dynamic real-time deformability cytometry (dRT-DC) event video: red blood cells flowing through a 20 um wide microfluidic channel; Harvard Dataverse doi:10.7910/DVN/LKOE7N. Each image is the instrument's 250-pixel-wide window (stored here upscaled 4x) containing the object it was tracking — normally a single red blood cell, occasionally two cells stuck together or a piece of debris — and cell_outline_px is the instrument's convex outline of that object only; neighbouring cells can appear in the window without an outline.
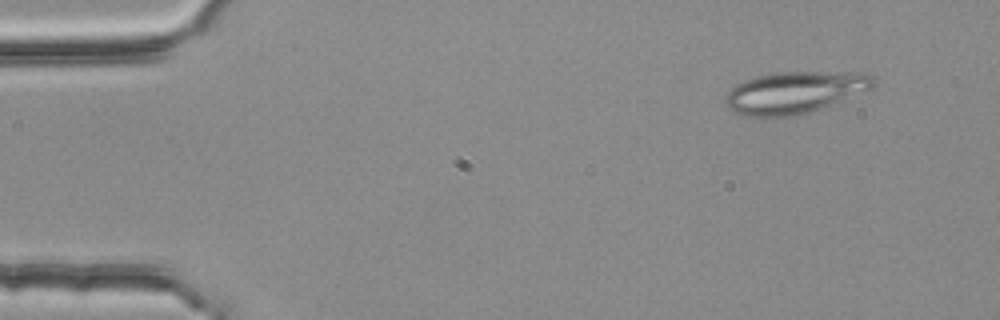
{"species": "common noctule bat (a hibernating species)", "species_latin": "Nyctalus noctula", "temperature_condition": "room temperature", "stored_images_in_passage": 3, "camera_frame_rate_fps": 3000, "um_per_image_px": 0.085, "animal": {"sex": "female", "body_mass_g": 25.1}, "frame": {"image": 1, "passage_image": 1, "time_ms": 0.0, "image_size_px": [1000, 320], "cell_outline_px": [[876, 84], [872, 88], [812, 112], [792, 116], [744, 116], [732, 112], [728, 108], [724, 100], [724, 96], [736, 84], [744, 80], [760, 76], [780, 72], [872, 72], [876, 76]], "centroid_in_image_um": [67.59, 7.85], "position_along_channel_um": 17.4, "area_um2": 36.36}}